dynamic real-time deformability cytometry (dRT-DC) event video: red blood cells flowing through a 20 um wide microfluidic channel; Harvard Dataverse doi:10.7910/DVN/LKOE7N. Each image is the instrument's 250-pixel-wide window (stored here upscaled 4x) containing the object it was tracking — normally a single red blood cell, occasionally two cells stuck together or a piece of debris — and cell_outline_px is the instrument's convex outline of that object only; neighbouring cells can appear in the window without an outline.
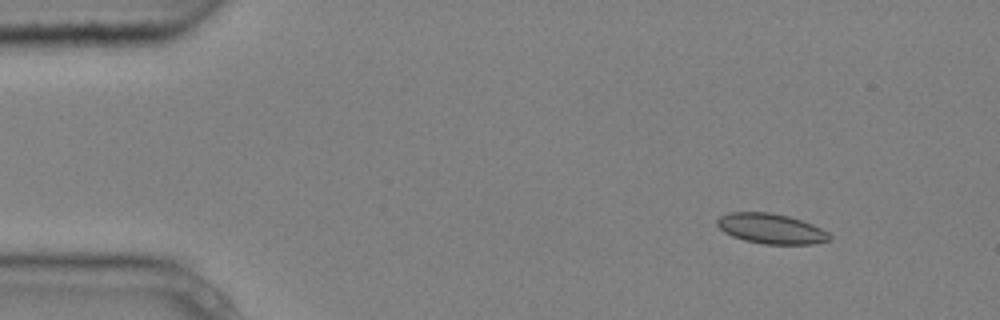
{"species": "common noctule bat (a hibernating species)", "species_latin": "Nyctalus noctula", "temperature_condition": "cold", "stored_images_in_passage": 8, "camera_frame_rate_fps": 3000, "um_per_image_px": 0.085, "animal": {"sex": "male", "body_mass_g": 20.4}, "frame": {"image": 1, "passage_image": 1, "time_ms": 0.0, "image_size_px": [1000, 320], "cell_outline_px": [[832, 240], [812, 244], [764, 244], [744, 240], [732, 236], [724, 232], [716, 224], [716, 220], [720, 216], [732, 212], [768, 212], [788, 216], [812, 224], [828, 232], [832, 236]], "centroid_in_image_um": [65.55, 19.44], "position_along_channel_um": 19.5, "area_um2": 19.71}}
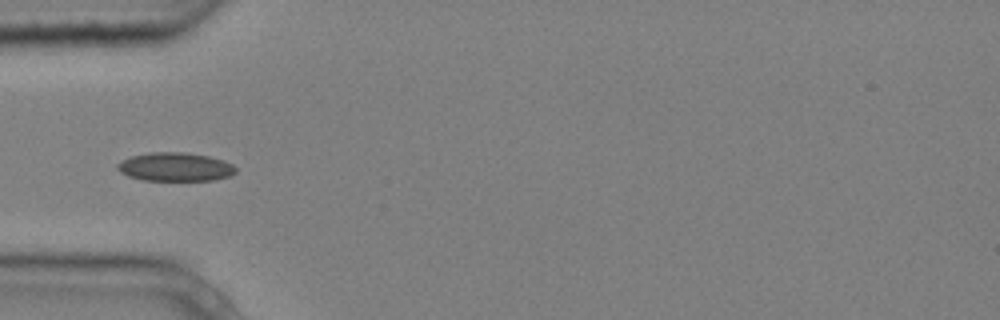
{"frame": {"image": 2, "passage_image": 4, "time_ms": 1.0, "image_size_px": [1000, 320], "cell_outline_px": [[236, 172], [228, 176], [212, 180], [144, 180], [128, 176], [120, 172], [116, 168], [116, 164], [132, 156], [148, 152], [184, 152], [208, 156], [224, 160], [232, 164], [236, 168]], "centroid_in_image_um": [14.88, 14.18], "position_along_channel_um": 70.1, "area_um2": 19.65}}
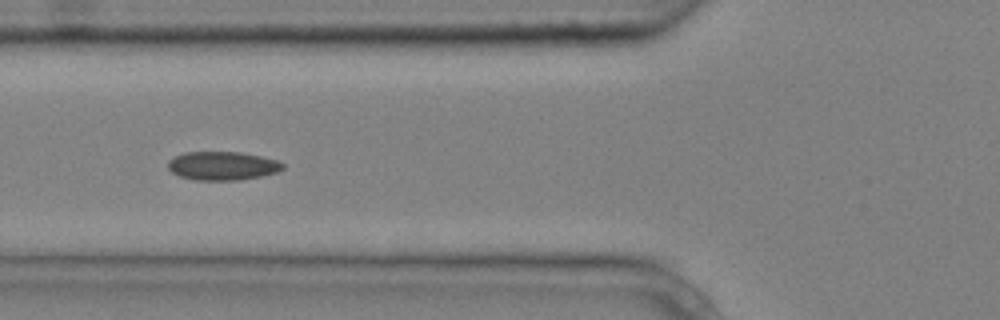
{"frame": {"image": 3, "passage_image": 5, "time_ms": 1.333, "image_size_px": [1000, 320], "cell_outline_px": [[284, 168], [276, 172], [260, 176], [240, 180], [196, 180], [180, 176], [172, 172], [168, 168], [168, 160], [172, 156], [184, 152], [240, 152], [260, 156], [276, 160], [284, 164]], "centroid_in_image_um": [18.87, 14.09], "position_along_channel_um": 106.9, "area_um2": 19.13}}